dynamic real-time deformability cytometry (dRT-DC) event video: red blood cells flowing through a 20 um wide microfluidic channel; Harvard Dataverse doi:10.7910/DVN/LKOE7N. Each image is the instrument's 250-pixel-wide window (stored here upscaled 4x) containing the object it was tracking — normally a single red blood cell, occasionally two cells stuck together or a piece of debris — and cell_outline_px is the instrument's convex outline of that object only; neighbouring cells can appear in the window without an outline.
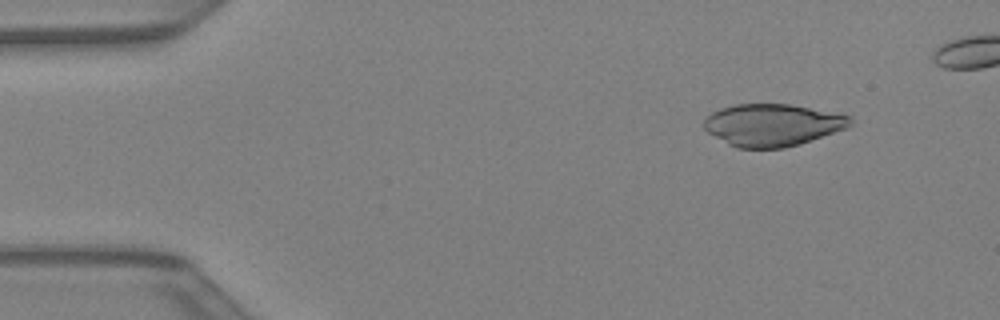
{"species": "Egyptian fruit bat (a non-hibernating species)", "species_latin": "Rousettus aegyptiacus", "temperature_condition": "warm", "stored_images_in_passage": 12, "camera_frame_rate_fps": 3000, "um_per_image_px": 0.085, "animal": {"sex": "female"}, "frame": {"image": 1, "passage_image": 5, "time_ms": 1.333, "image_size_px": [1000, 320], "cell_outline_px": [[852, 124], [848, 128], [800, 144], [784, 148], [736, 148], [728, 144], [708, 132], [704, 128], [704, 120], [712, 112], [720, 108], [732, 104], [788, 104], [852, 116]], "centroid_in_image_um": [65.66, 10.62], "position_along_channel_um": 19.3, "area_um2": 35.95}}